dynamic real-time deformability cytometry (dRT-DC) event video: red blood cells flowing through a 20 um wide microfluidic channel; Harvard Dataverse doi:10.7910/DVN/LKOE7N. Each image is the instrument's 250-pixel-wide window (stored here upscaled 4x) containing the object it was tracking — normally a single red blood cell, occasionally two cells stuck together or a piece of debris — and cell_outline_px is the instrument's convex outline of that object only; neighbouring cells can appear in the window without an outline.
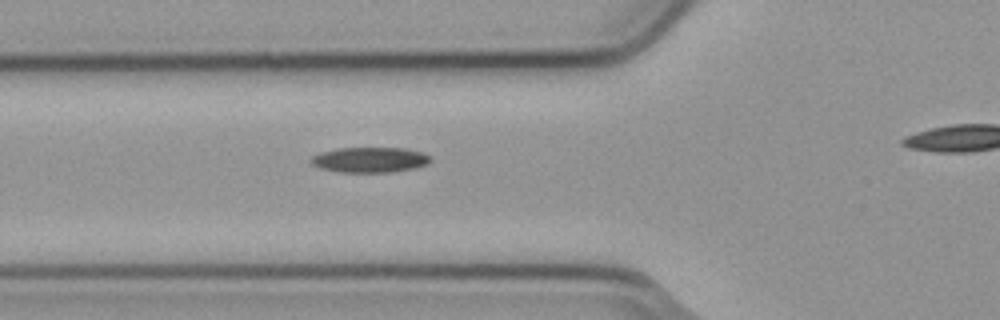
{"species": "common noctule bat (a hibernating species)", "species_latin": "Nyctalus noctula", "temperature_condition": "cold", "stored_images_in_passage": 5, "segment_of_instrument_passage": [1, 2], "camera_frame_rate_fps": 3000, "um_per_image_px": 0.085, "animal": {"sex": "male", "body_mass_g": 23.1, "forearm_length_mm": 52.7}, "frame": {"image": 1, "passage_image": 4, "time_ms": 1.0, "image_size_px": [1000, 320], "cell_outline_px": [[432, 160], [428, 164], [412, 168], [392, 172], [340, 172], [320, 168], [312, 164], [308, 160], [312, 156], [320, 152], [336, 148], [400, 148], [420, 152], [428, 156]], "centroid_in_image_um": [31.37, 13.58], "position_along_channel_um": 94.4, "area_um2": 17.51}}